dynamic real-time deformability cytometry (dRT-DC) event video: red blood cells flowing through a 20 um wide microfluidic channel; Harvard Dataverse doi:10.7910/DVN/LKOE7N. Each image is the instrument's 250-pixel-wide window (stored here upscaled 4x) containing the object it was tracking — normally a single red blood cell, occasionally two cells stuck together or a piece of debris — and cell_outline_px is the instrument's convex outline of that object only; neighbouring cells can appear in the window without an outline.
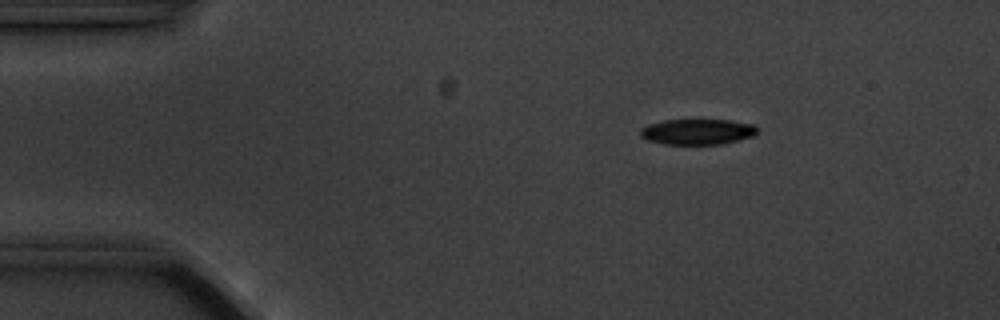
{"species": "common noctule bat (a hibernating species)", "species_latin": "Nyctalus noctula", "temperature_condition": "cold", "stored_images_in_passage": 4, "camera_frame_rate_fps": 3000, "um_per_image_px": 0.085, "animal": {"sex": "male", "body_mass_g": 20.1, "forearm_length_mm": 53.5}, "frame": {"image": 1, "passage_image": 2, "time_ms": 1.0, "image_size_px": [1000, 320], "cell_outline_px": [[760, 128], [752, 136], [724, 144], [664, 144], [648, 140], [640, 136], [640, 128], [648, 124], [664, 120], [700, 116], [728, 120], [752, 124]], "centroid_in_image_um": [59.27, 11.14], "position_along_channel_um": 25.7, "area_um2": 18.38}}